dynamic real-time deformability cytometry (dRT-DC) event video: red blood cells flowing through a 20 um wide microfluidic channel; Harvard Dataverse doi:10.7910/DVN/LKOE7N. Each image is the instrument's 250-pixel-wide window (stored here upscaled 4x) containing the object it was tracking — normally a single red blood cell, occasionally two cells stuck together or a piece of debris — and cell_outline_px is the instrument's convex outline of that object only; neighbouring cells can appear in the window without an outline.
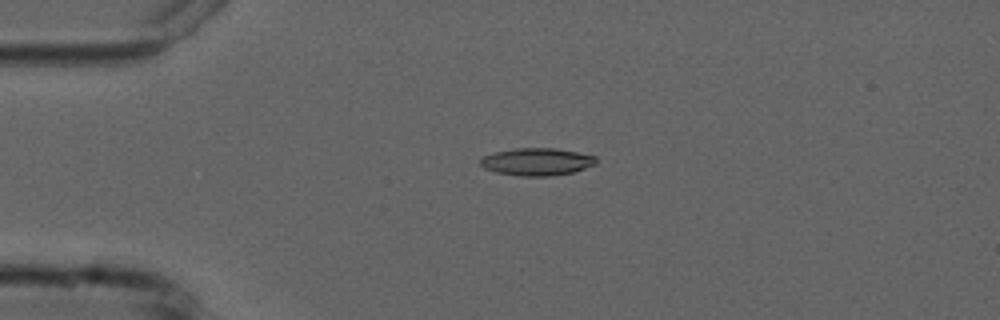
{"species": "common noctule bat (a hibernating species)", "species_latin": "Nyctalus noctula", "temperature_condition": "cold", "stored_images_in_passage": 2, "camera_frame_rate_fps": 3000, "um_per_image_px": 0.085, "animal": {"sex": "male", "forearm_length_mm": 52.5}, "frame": {"image": 1, "passage_image": 1, "time_ms": 0.0, "image_size_px": [1000, 320], "cell_outline_px": [[596, 164], [572, 172], [552, 176], [520, 176], [496, 172], [484, 168], [480, 164], [480, 160], [484, 156], [496, 152], [516, 148], [552, 148], [576, 152], [596, 156]], "centroid_in_image_um": [45.63, 13.75], "position_along_channel_um": 39.4, "area_um2": 18.32}}